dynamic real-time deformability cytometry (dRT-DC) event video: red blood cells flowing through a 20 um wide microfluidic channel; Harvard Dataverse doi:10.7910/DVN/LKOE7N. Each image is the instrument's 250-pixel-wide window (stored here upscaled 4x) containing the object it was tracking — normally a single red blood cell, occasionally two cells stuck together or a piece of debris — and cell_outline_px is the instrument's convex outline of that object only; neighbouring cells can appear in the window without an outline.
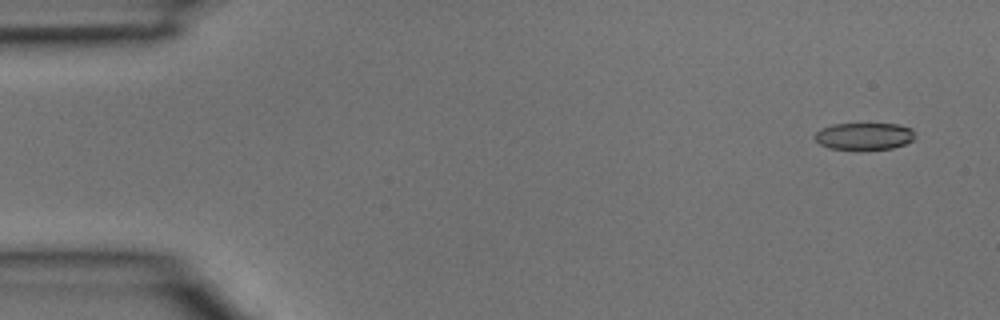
{"species": "common noctule bat (a hibernating species)", "species_latin": "Nyctalus noctula", "temperature_condition": "room temperature", "stored_images_in_passage": 4, "segment_of_instrument_passage": [2, 2], "camera_frame_rate_fps": 3000, "um_per_image_px": 0.085, "animal": {"sex": "male", "body_mass_g": 15.6}, "frame": {"image": 1, "passage_image": 4, "time_ms": 1.0, "image_size_px": [1000, 320], "cell_outline_px": [[916, 136], [912, 140], [904, 144], [892, 148], [860, 152], [828, 148], [820, 144], [812, 136], [820, 128], [832, 124], [900, 124], [912, 128]], "centroid_in_image_um": [73.43, 11.61], "position_along_channel_um": 11.6, "area_um2": 16.53}}